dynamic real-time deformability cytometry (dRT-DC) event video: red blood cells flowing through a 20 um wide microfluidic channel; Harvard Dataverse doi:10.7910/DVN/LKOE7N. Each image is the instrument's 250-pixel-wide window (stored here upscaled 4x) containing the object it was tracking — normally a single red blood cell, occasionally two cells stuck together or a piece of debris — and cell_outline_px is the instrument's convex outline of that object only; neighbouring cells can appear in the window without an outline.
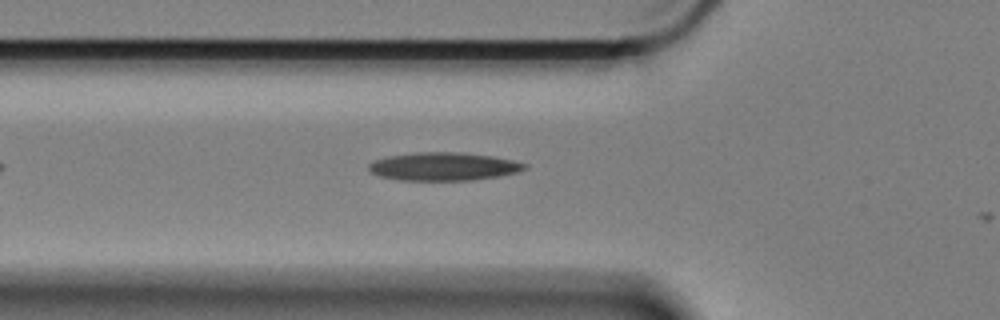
{"species": "Egyptian fruit bat (a non-hibernating species)", "species_latin": "Rousettus aegyptiacus", "temperature_condition": "cold", "stored_images_in_passage": 7, "camera_frame_rate_fps": 3000, "um_per_image_px": 0.085, "animal": {"sex": "female"}, "frame": {"image": 1, "passage_image": 5, "time_ms": 1.333, "image_size_px": [1000, 320], "cell_outline_px": [[528, 168], [516, 172], [500, 176], [472, 180], [400, 180], [380, 176], [372, 172], [368, 168], [368, 164], [376, 160], [388, 156], [420, 152], [456, 152], [492, 156], [512, 160], [528, 164]], "centroid_in_image_um": [37.73, 14.15], "position_along_channel_um": 88.1, "area_um2": 25.37}}